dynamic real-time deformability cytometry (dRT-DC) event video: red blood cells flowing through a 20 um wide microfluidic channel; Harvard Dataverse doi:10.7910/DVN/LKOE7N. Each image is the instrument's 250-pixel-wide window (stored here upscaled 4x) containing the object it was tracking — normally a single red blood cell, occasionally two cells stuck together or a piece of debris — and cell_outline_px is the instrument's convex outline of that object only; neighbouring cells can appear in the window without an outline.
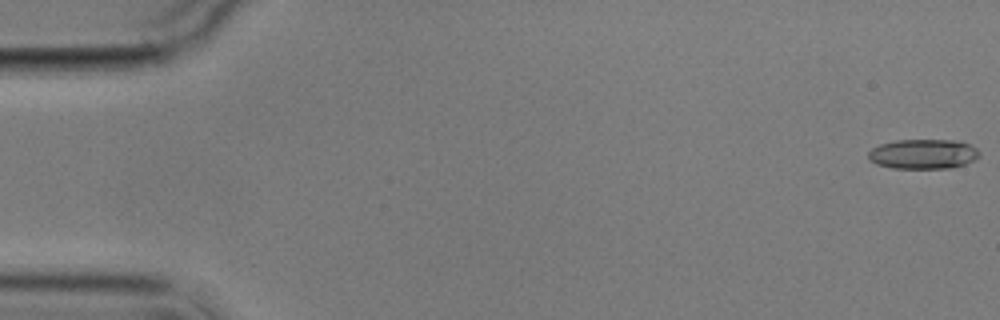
{"species": "common noctule bat (a hibernating species)", "species_latin": "Nyctalus noctula", "temperature_condition": "cold", "stored_images_in_passage": 5, "camera_frame_rate_fps": 3000, "um_per_image_px": 0.085, "animal": {"sex": "male", "body_mass_g": 17.9}, "frame": {"image": 1, "passage_image": 1, "time_ms": 0.0, "image_size_px": [1000, 320], "cell_outline_px": [[980, 156], [964, 164], [952, 168], [892, 168], [876, 164], [868, 156], [868, 152], [872, 148], [880, 144], [896, 140], [952, 140], [968, 144], [976, 148], [980, 152]], "centroid_in_image_um": [78.46, 13.09], "position_along_channel_um": 6.5, "area_um2": 19.13}}
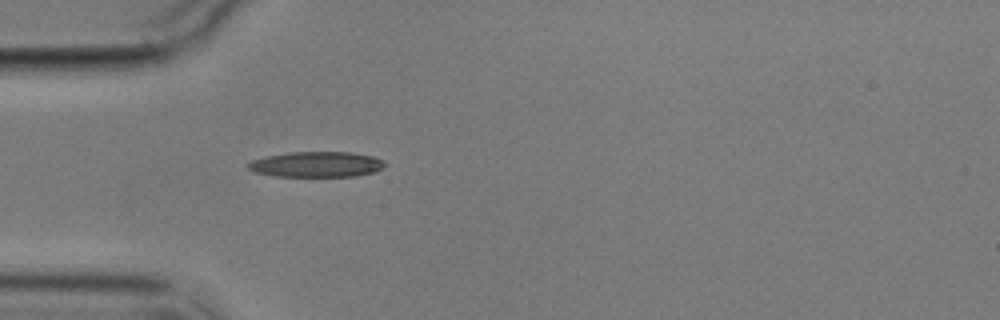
{"frame": {"image": 2, "passage_image": 5, "time_ms": 5.333, "image_size_px": [1000, 320], "cell_outline_px": [[388, 164], [384, 168], [372, 172], [352, 176], [272, 176], [252, 172], [244, 164], [252, 160], [268, 156], [288, 152], [352, 152], [372, 156]], "centroid_in_image_um": [26.85, 13.97], "position_along_channel_um": 58.2, "area_um2": 20.35}}